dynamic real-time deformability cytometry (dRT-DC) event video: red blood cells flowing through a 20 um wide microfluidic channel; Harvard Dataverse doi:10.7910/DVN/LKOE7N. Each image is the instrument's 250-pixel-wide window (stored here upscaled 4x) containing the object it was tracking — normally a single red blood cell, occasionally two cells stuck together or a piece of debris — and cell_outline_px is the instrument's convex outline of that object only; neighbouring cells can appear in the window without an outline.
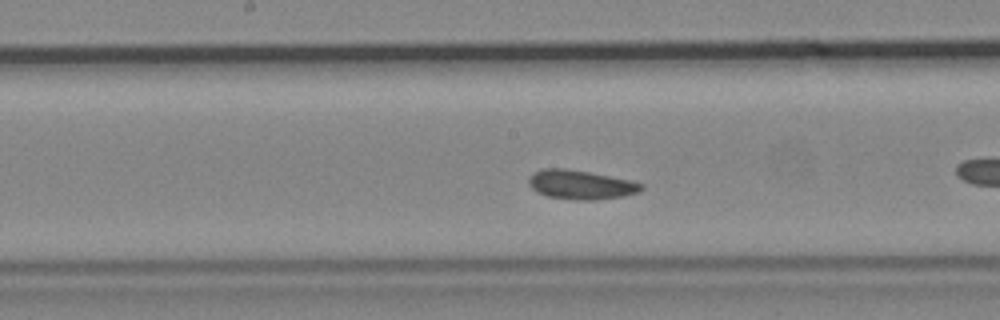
{"species": "common noctule bat (a hibernating species)", "species_latin": "Nyctalus noctula", "temperature_condition": "cold", "stored_images_in_passage": 40, "camera_frame_rate_fps": 3000, "um_per_image_px": 0.085, "animal": {"sex": "male", "body_mass_g": 19.2, "forearm_length_mm": 51.8}, "frame": {"image": 1, "passage_image": 12, "time_ms": 3.667, "image_size_px": [1000, 320], "cell_outline_px": [[644, 188], [640, 192], [624, 196], [596, 200], [576, 200], [548, 196], [536, 192], [528, 184], [528, 176], [532, 172], [544, 168], [564, 168], [588, 172], [632, 180], [644, 184]], "centroid_in_image_um": [49.37, 15.7], "position_along_channel_um": 198.8, "area_um2": 19.36}}